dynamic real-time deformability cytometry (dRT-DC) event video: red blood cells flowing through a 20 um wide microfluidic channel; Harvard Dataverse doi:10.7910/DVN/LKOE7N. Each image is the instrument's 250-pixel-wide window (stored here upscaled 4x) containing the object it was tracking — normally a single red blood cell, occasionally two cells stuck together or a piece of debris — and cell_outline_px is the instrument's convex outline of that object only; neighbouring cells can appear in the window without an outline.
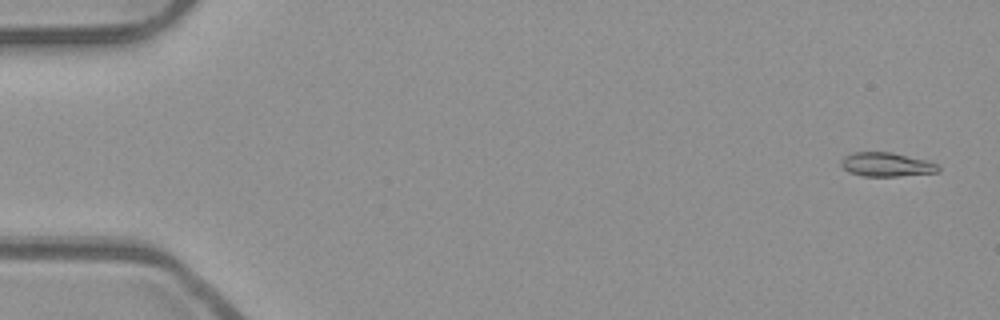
{"species": "common noctule bat (a hibernating species)", "species_latin": "Nyctalus noctula", "temperature_condition": "room temperature", "stored_images_in_passage": 11, "camera_frame_rate_fps": 3000, "um_per_image_px": 0.085, "animal": {"sex": "male", "body_mass_g": 23.1, "forearm_length_mm": 52.7}, "frame": {"image": 1, "passage_image": 2, "time_ms": 0.333, "image_size_px": [1000, 320], "cell_outline_px": [[940, 172], [896, 176], [864, 176], [848, 172], [840, 164], [840, 160], [844, 156], [852, 152], [892, 152], [924, 160], [936, 164], [940, 168]], "centroid_in_image_um": [75.3, 13.98], "position_along_channel_um": 9.7, "area_um2": 13.53}}